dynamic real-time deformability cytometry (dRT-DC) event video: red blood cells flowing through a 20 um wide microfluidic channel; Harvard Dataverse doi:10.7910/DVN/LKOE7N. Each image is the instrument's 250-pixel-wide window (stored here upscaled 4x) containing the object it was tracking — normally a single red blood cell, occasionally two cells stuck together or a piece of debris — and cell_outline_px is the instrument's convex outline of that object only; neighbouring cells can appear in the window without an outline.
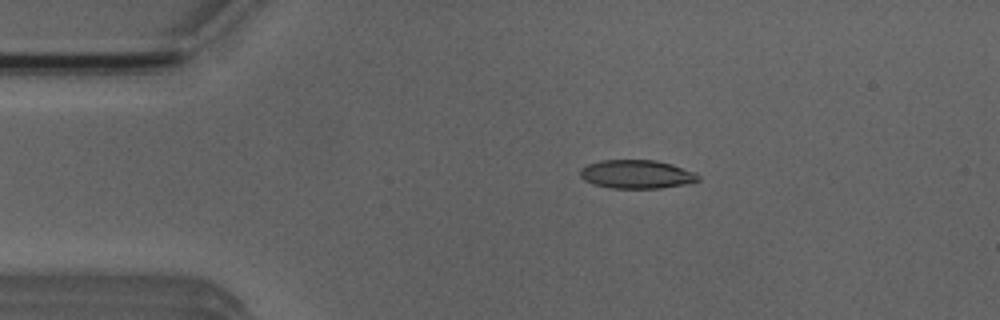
{"species": "Egyptian fruit bat (a non-hibernating species)", "species_latin": "Rousettus aegyptiacus", "temperature_condition": "room temperature", "stored_images_in_passage": 6, "camera_frame_rate_fps": 3000, "um_per_image_px": 0.085, "animal": {"sex": "male"}, "frame": {"image": 1, "passage_image": 2, "time_ms": 2.0, "image_size_px": [1000, 320], "cell_outline_px": [[700, 180], [692, 184], [660, 188], [608, 188], [584, 180], [580, 176], [580, 168], [588, 164], [600, 160], [656, 160], [672, 164], [696, 172], [700, 176]], "centroid_in_image_um": [54.17, 14.81], "position_along_channel_um": 30.8, "area_um2": 19.94}}
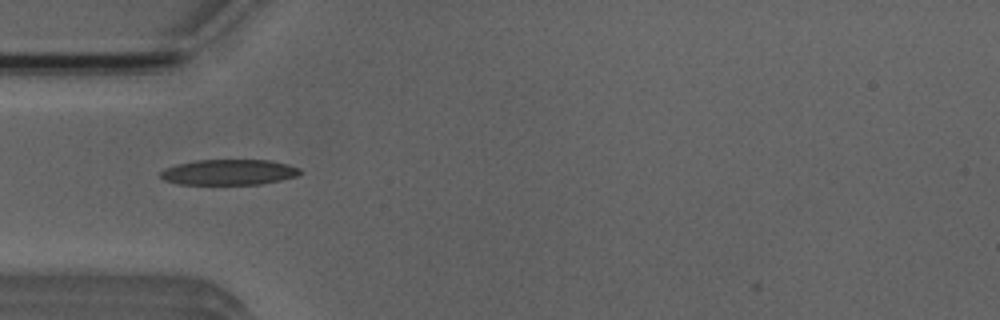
{"frame": {"image": 2, "passage_image": 4, "time_ms": 4.0, "image_size_px": [1000, 320], "cell_outline_px": [[304, 172], [296, 176], [280, 180], [260, 184], [176, 184], [164, 180], [160, 176], [160, 172], [164, 168], [176, 164], [196, 160], [272, 160], [288, 164], [300, 168]], "centroid_in_image_um": [19.46, 14.63], "position_along_channel_um": 65.5, "area_um2": 20.92}}